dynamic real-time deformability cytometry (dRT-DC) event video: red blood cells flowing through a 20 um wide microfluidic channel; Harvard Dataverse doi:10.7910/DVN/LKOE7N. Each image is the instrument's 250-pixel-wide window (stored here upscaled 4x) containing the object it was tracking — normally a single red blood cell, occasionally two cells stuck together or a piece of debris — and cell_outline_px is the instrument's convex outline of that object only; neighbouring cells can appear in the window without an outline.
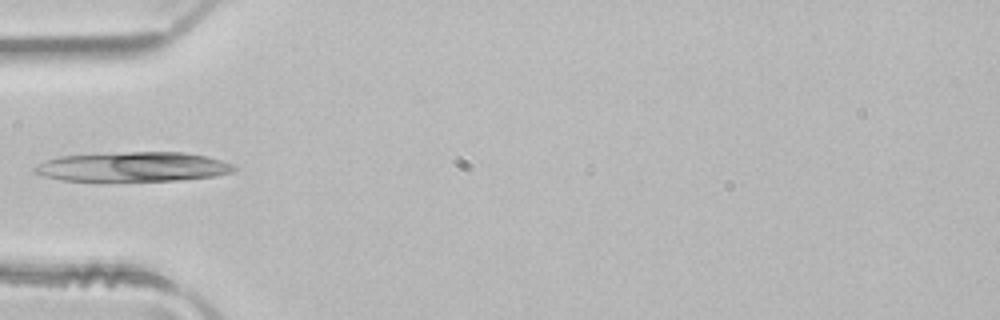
{"species": "common noctule bat (a hibernating species)", "species_latin": "Nyctalus noctula", "temperature_condition": "room temperature", "stored_images_in_passage": 5, "camera_frame_rate_fps": 3000, "um_per_image_px": 0.085, "animal": {"sex": "male", "body_mass_g": 21.5, "forearm_length_mm": 52.0}, "frame": {"image": 1, "passage_image": 5, "time_ms": 1.333, "image_size_px": [1000, 320], "cell_outline_px": [[236, 168], [232, 172], [216, 176], [176, 180], [60, 180], [44, 176], [36, 172], [32, 168], [48, 160], [60, 156], [128, 152], [184, 152], [204, 156], [220, 160], [232, 164]], "centroid_in_image_um": [11.34, 14.17], "position_along_channel_um": 73.7, "area_um2": 33.7}}